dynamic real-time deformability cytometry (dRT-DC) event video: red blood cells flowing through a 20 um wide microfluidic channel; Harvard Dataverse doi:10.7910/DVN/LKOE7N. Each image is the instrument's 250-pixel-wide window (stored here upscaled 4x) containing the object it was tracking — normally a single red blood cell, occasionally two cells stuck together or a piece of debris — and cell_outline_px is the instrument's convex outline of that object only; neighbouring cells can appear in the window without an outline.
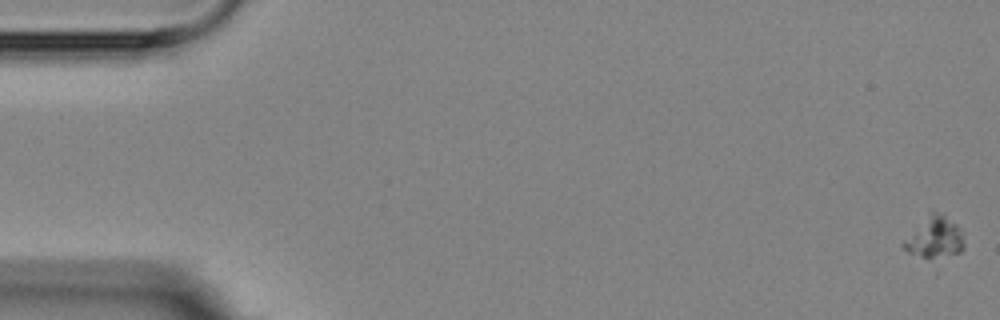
{"species": "Egyptian fruit bat (a non-hibernating species)", "species_latin": "Rousettus aegyptiacus", "temperature_condition": "room temperature", "stored_images_in_passage": 12, "camera_frame_rate_fps": 3000, "um_per_image_px": 0.085, "animal": {"sex": "female"}, "frame": {"image": 1, "passage_image": 1, "time_ms": 0.0, "image_size_px": [1000, 320], "cell_outline_px": [[964, 248], [960, 252], [928, 260], [908, 252], [900, 244], [928, 212], [944, 212], [964, 232]], "centroid_in_image_um": [79.46, 20.16], "position_along_channel_um": 5.5, "area_um2": 15.03}}
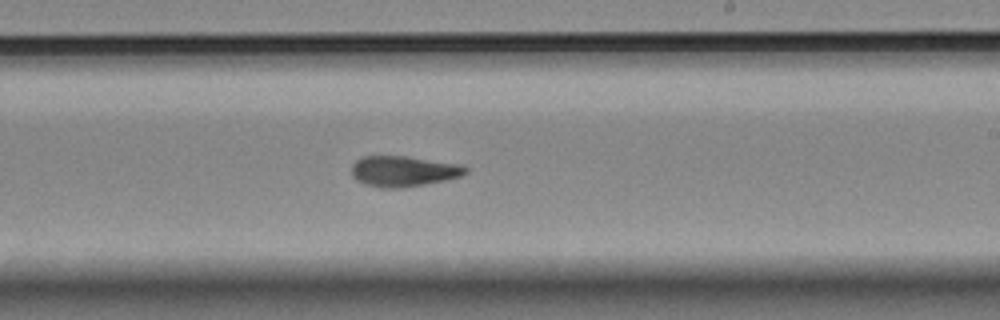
{"frame": {"image": 2, "passage_image": 12, "time_ms": 16.0, "image_size_px": [1000, 320], "cell_outline_px": [[468, 172], [460, 176], [448, 180], [404, 188], [380, 188], [364, 184], [356, 180], [352, 176], [352, 164], [360, 156], [404, 156], [460, 164], [468, 168]], "centroid_in_image_um": [34.28, 14.56], "position_along_channel_um": 254.7, "area_um2": 20.58}}